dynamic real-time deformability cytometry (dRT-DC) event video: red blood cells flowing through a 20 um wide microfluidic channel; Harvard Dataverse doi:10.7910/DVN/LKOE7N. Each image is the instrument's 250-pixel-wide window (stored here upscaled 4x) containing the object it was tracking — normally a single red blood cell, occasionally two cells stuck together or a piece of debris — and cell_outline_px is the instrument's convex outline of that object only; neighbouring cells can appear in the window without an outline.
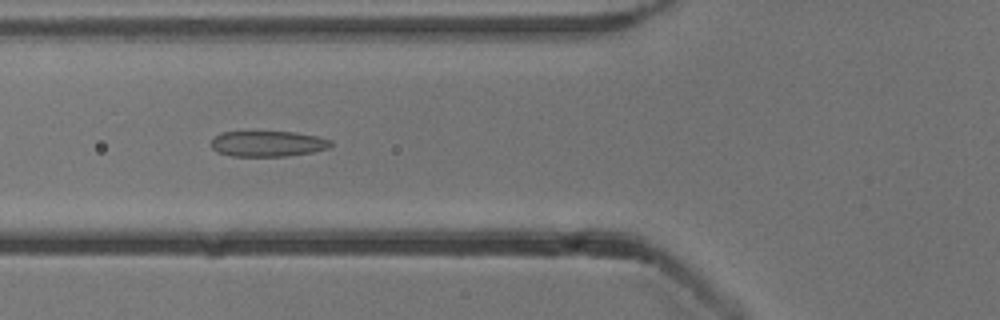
{"species": "common noctule bat (a hibernating species)", "species_latin": "Nyctalus noctula", "temperature_condition": "cold", "stored_images_in_passage": 39, "camera_frame_rate_fps": 3000, "um_per_image_px": 0.085, "animal": {"sex": "male", "body_mass_g": 13.3}, "frame": {"image": 1, "passage_image": 6, "time_ms": 1.667, "image_size_px": [1000, 320], "cell_outline_px": [[332, 144], [328, 148], [312, 152], [288, 156], [232, 156], [216, 152], [212, 148], [212, 140], [216, 136], [224, 132], [296, 132], [316, 136], [332, 140]], "centroid_in_image_um": [22.78, 12.22], "position_along_channel_um": 103.0, "area_um2": 17.8}}
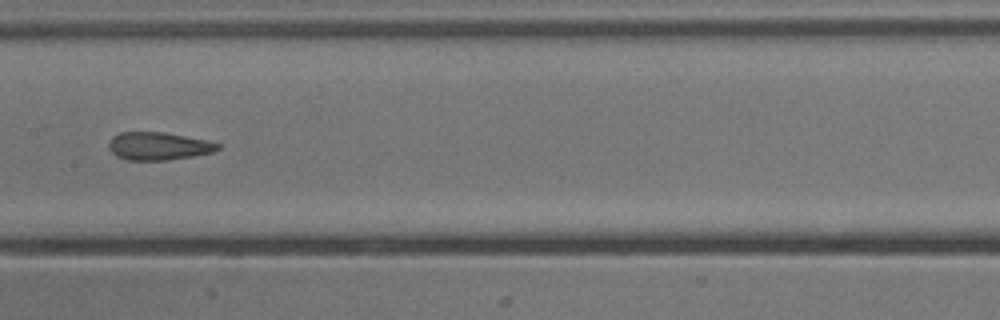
{"frame": {"image": 2, "passage_image": 13, "time_ms": 4.0, "image_size_px": [1000, 320], "cell_outline_px": [[220, 148], [212, 152], [192, 156], [168, 160], [128, 160], [116, 156], [108, 148], [108, 144], [112, 136], [120, 132], [164, 132], [204, 140], [220, 144]], "centroid_in_image_um": [13.42, 12.42], "position_along_channel_um": 194.0, "area_um2": 17.57}}
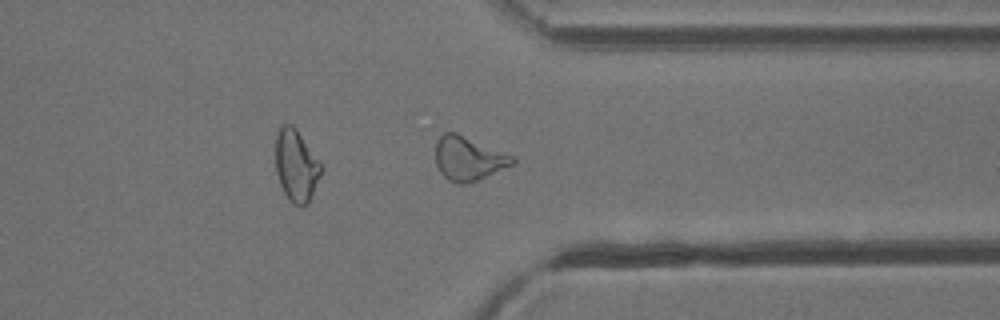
{"frame": {"image": 3, "passage_image": 27, "time_ms": 8.667, "image_size_px": [1000, 320], "cell_outline_px": [[516, 164], [476, 180], [464, 184], [460, 184], [448, 180], [440, 172], [436, 164], [436, 140], [444, 132], [456, 132], [516, 156]], "centroid_in_image_um": [39.85, 13.46], "position_along_channel_um": 371.5, "area_um2": 19.88}}